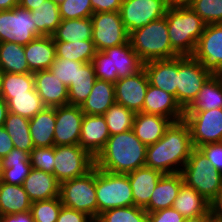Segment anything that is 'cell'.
Masks as SVG:
<instances>
[{"mask_svg":"<svg viewBox=\"0 0 222 222\" xmlns=\"http://www.w3.org/2000/svg\"><path fill=\"white\" fill-rule=\"evenodd\" d=\"M193 149L187 123L172 122L159 141L147 146L145 166L162 174L180 173Z\"/></svg>","mask_w":222,"mask_h":222,"instance_id":"obj_1","label":"cell"},{"mask_svg":"<svg viewBox=\"0 0 222 222\" xmlns=\"http://www.w3.org/2000/svg\"><path fill=\"white\" fill-rule=\"evenodd\" d=\"M147 146L134 131L110 135L104 148L95 157V166L111 173L127 174L145 166Z\"/></svg>","mask_w":222,"mask_h":222,"instance_id":"obj_2","label":"cell"},{"mask_svg":"<svg viewBox=\"0 0 222 222\" xmlns=\"http://www.w3.org/2000/svg\"><path fill=\"white\" fill-rule=\"evenodd\" d=\"M165 16L172 49L179 56H192L206 23L187 4H171Z\"/></svg>","mask_w":222,"mask_h":222,"instance_id":"obj_3","label":"cell"},{"mask_svg":"<svg viewBox=\"0 0 222 222\" xmlns=\"http://www.w3.org/2000/svg\"><path fill=\"white\" fill-rule=\"evenodd\" d=\"M129 43L143 63L179 56L170 43L166 16L130 32Z\"/></svg>","mask_w":222,"mask_h":222,"instance_id":"obj_4","label":"cell"},{"mask_svg":"<svg viewBox=\"0 0 222 222\" xmlns=\"http://www.w3.org/2000/svg\"><path fill=\"white\" fill-rule=\"evenodd\" d=\"M183 181L211 202L222 188V173L216 170L205 155L194 148L180 172Z\"/></svg>","mask_w":222,"mask_h":222,"instance_id":"obj_5","label":"cell"},{"mask_svg":"<svg viewBox=\"0 0 222 222\" xmlns=\"http://www.w3.org/2000/svg\"><path fill=\"white\" fill-rule=\"evenodd\" d=\"M95 189L98 216L112 208L134 205L127 174L111 173L95 166Z\"/></svg>","mask_w":222,"mask_h":222,"instance_id":"obj_6","label":"cell"},{"mask_svg":"<svg viewBox=\"0 0 222 222\" xmlns=\"http://www.w3.org/2000/svg\"><path fill=\"white\" fill-rule=\"evenodd\" d=\"M59 198L62 205L84 212L94 220L98 218L95 189V166L86 175L60 184Z\"/></svg>","mask_w":222,"mask_h":222,"instance_id":"obj_7","label":"cell"},{"mask_svg":"<svg viewBox=\"0 0 222 222\" xmlns=\"http://www.w3.org/2000/svg\"><path fill=\"white\" fill-rule=\"evenodd\" d=\"M95 166V158L78 145L55 146L53 174L61 184L86 175Z\"/></svg>","mask_w":222,"mask_h":222,"instance_id":"obj_8","label":"cell"},{"mask_svg":"<svg viewBox=\"0 0 222 222\" xmlns=\"http://www.w3.org/2000/svg\"><path fill=\"white\" fill-rule=\"evenodd\" d=\"M39 36L43 35L36 29L31 11L19 6L0 11V43L12 42L25 46Z\"/></svg>","mask_w":222,"mask_h":222,"instance_id":"obj_9","label":"cell"},{"mask_svg":"<svg viewBox=\"0 0 222 222\" xmlns=\"http://www.w3.org/2000/svg\"><path fill=\"white\" fill-rule=\"evenodd\" d=\"M212 74L192 56H178L177 103L185 110Z\"/></svg>","mask_w":222,"mask_h":222,"instance_id":"obj_10","label":"cell"},{"mask_svg":"<svg viewBox=\"0 0 222 222\" xmlns=\"http://www.w3.org/2000/svg\"><path fill=\"white\" fill-rule=\"evenodd\" d=\"M91 20L92 41L96 51H104L129 42V33L122 22L120 12L93 13Z\"/></svg>","mask_w":222,"mask_h":222,"instance_id":"obj_11","label":"cell"},{"mask_svg":"<svg viewBox=\"0 0 222 222\" xmlns=\"http://www.w3.org/2000/svg\"><path fill=\"white\" fill-rule=\"evenodd\" d=\"M169 0H123L120 15L128 33L166 15Z\"/></svg>","mask_w":222,"mask_h":222,"instance_id":"obj_12","label":"cell"},{"mask_svg":"<svg viewBox=\"0 0 222 222\" xmlns=\"http://www.w3.org/2000/svg\"><path fill=\"white\" fill-rule=\"evenodd\" d=\"M194 148L222 142V108L184 113Z\"/></svg>","mask_w":222,"mask_h":222,"instance_id":"obj_13","label":"cell"},{"mask_svg":"<svg viewBox=\"0 0 222 222\" xmlns=\"http://www.w3.org/2000/svg\"><path fill=\"white\" fill-rule=\"evenodd\" d=\"M192 57L199 61L205 70L217 75L222 68V23L206 24Z\"/></svg>","mask_w":222,"mask_h":222,"instance_id":"obj_14","label":"cell"},{"mask_svg":"<svg viewBox=\"0 0 222 222\" xmlns=\"http://www.w3.org/2000/svg\"><path fill=\"white\" fill-rule=\"evenodd\" d=\"M114 85L116 103L135 113L142 111L149 86L148 76L144 68L136 74L118 79Z\"/></svg>","mask_w":222,"mask_h":222,"instance_id":"obj_15","label":"cell"},{"mask_svg":"<svg viewBox=\"0 0 222 222\" xmlns=\"http://www.w3.org/2000/svg\"><path fill=\"white\" fill-rule=\"evenodd\" d=\"M83 116L80 106L68 104L55 107V146L79 144Z\"/></svg>","mask_w":222,"mask_h":222,"instance_id":"obj_16","label":"cell"},{"mask_svg":"<svg viewBox=\"0 0 222 222\" xmlns=\"http://www.w3.org/2000/svg\"><path fill=\"white\" fill-rule=\"evenodd\" d=\"M149 84L173 95L177 101L178 56L143 63Z\"/></svg>","mask_w":222,"mask_h":222,"instance_id":"obj_17","label":"cell"},{"mask_svg":"<svg viewBox=\"0 0 222 222\" xmlns=\"http://www.w3.org/2000/svg\"><path fill=\"white\" fill-rule=\"evenodd\" d=\"M109 137V129L103 115L84 114L79 139V145L83 149L95 158L104 148Z\"/></svg>","mask_w":222,"mask_h":222,"instance_id":"obj_18","label":"cell"},{"mask_svg":"<svg viewBox=\"0 0 222 222\" xmlns=\"http://www.w3.org/2000/svg\"><path fill=\"white\" fill-rule=\"evenodd\" d=\"M141 112L160 115L171 119L173 122L184 118V110L177 103L175 97L150 84Z\"/></svg>","mask_w":222,"mask_h":222,"instance_id":"obj_19","label":"cell"},{"mask_svg":"<svg viewBox=\"0 0 222 222\" xmlns=\"http://www.w3.org/2000/svg\"><path fill=\"white\" fill-rule=\"evenodd\" d=\"M35 90L46 107L68 105V88L48 70L33 73Z\"/></svg>","mask_w":222,"mask_h":222,"instance_id":"obj_20","label":"cell"},{"mask_svg":"<svg viewBox=\"0 0 222 222\" xmlns=\"http://www.w3.org/2000/svg\"><path fill=\"white\" fill-rule=\"evenodd\" d=\"M103 52L111 59L112 83H115L118 79L136 74L143 68V62L129 42L107 48Z\"/></svg>","mask_w":222,"mask_h":222,"instance_id":"obj_21","label":"cell"},{"mask_svg":"<svg viewBox=\"0 0 222 222\" xmlns=\"http://www.w3.org/2000/svg\"><path fill=\"white\" fill-rule=\"evenodd\" d=\"M134 205L145 208L149 204V200L158 181L164 175L158 170L143 166L139 169L127 173Z\"/></svg>","mask_w":222,"mask_h":222,"instance_id":"obj_22","label":"cell"},{"mask_svg":"<svg viewBox=\"0 0 222 222\" xmlns=\"http://www.w3.org/2000/svg\"><path fill=\"white\" fill-rule=\"evenodd\" d=\"M32 202L59 197L60 183L54 174L31 169L22 184Z\"/></svg>","mask_w":222,"mask_h":222,"instance_id":"obj_23","label":"cell"},{"mask_svg":"<svg viewBox=\"0 0 222 222\" xmlns=\"http://www.w3.org/2000/svg\"><path fill=\"white\" fill-rule=\"evenodd\" d=\"M183 183L181 173L164 174L153 190L149 204L144 209L147 213H152L157 210L171 208Z\"/></svg>","mask_w":222,"mask_h":222,"instance_id":"obj_24","label":"cell"},{"mask_svg":"<svg viewBox=\"0 0 222 222\" xmlns=\"http://www.w3.org/2000/svg\"><path fill=\"white\" fill-rule=\"evenodd\" d=\"M172 122L171 119L160 115L137 112L132 130L142 143L149 146L163 137Z\"/></svg>","mask_w":222,"mask_h":222,"instance_id":"obj_25","label":"cell"},{"mask_svg":"<svg viewBox=\"0 0 222 222\" xmlns=\"http://www.w3.org/2000/svg\"><path fill=\"white\" fill-rule=\"evenodd\" d=\"M29 69L34 73L48 70L56 58L52 36H39L24 46Z\"/></svg>","mask_w":222,"mask_h":222,"instance_id":"obj_26","label":"cell"},{"mask_svg":"<svg viewBox=\"0 0 222 222\" xmlns=\"http://www.w3.org/2000/svg\"><path fill=\"white\" fill-rule=\"evenodd\" d=\"M55 107H45L29 120V131L34 147H53Z\"/></svg>","mask_w":222,"mask_h":222,"instance_id":"obj_27","label":"cell"},{"mask_svg":"<svg viewBox=\"0 0 222 222\" xmlns=\"http://www.w3.org/2000/svg\"><path fill=\"white\" fill-rule=\"evenodd\" d=\"M115 102L114 83L97 79L91 93L80 107L84 114L104 115Z\"/></svg>","mask_w":222,"mask_h":222,"instance_id":"obj_28","label":"cell"},{"mask_svg":"<svg viewBox=\"0 0 222 222\" xmlns=\"http://www.w3.org/2000/svg\"><path fill=\"white\" fill-rule=\"evenodd\" d=\"M222 108V80L217 75H211L198 92L194 101L184 110V113H196Z\"/></svg>","mask_w":222,"mask_h":222,"instance_id":"obj_29","label":"cell"},{"mask_svg":"<svg viewBox=\"0 0 222 222\" xmlns=\"http://www.w3.org/2000/svg\"><path fill=\"white\" fill-rule=\"evenodd\" d=\"M172 208L184 218L202 216L210 210V202L185 183L182 184Z\"/></svg>","mask_w":222,"mask_h":222,"instance_id":"obj_30","label":"cell"},{"mask_svg":"<svg viewBox=\"0 0 222 222\" xmlns=\"http://www.w3.org/2000/svg\"><path fill=\"white\" fill-rule=\"evenodd\" d=\"M32 201L22 185L0 181V212L2 216L30 211Z\"/></svg>","mask_w":222,"mask_h":222,"instance_id":"obj_31","label":"cell"},{"mask_svg":"<svg viewBox=\"0 0 222 222\" xmlns=\"http://www.w3.org/2000/svg\"><path fill=\"white\" fill-rule=\"evenodd\" d=\"M93 25L91 17L61 20L52 34L54 42H79L92 40Z\"/></svg>","mask_w":222,"mask_h":222,"instance_id":"obj_32","label":"cell"},{"mask_svg":"<svg viewBox=\"0 0 222 222\" xmlns=\"http://www.w3.org/2000/svg\"><path fill=\"white\" fill-rule=\"evenodd\" d=\"M96 80L92 62L84 63L77 69V76L74 82L68 87V104L81 106L91 93Z\"/></svg>","mask_w":222,"mask_h":222,"instance_id":"obj_33","label":"cell"},{"mask_svg":"<svg viewBox=\"0 0 222 222\" xmlns=\"http://www.w3.org/2000/svg\"><path fill=\"white\" fill-rule=\"evenodd\" d=\"M0 69L4 73H33L29 69L24 46L12 42L0 43Z\"/></svg>","mask_w":222,"mask_h":222,"instance_id":"obj_34","label":"cell"},{"mask_svg":"<svg viewBox=\"0 0 222 222\" xmlns=\"http://www.w3.org/2000/svg\"><path fill=\"white\" fill-rule=\"evenodd\" d=\"M4 128L11 137L14 148L31 153L35 148L29 131V119L8 112Z\"/></svg>","mask_w":222,"mask_h":222,"instance_id":"obj_35","label":"cell"},{"mask_svg":"<svg viewBox=\"0 0 222 222\" xmlns=\"http://www.w3.org/2000/svg\"><path fill=\"white\" fill-rule=\"evenodd\" d=\"M31 15L36 29L43 36H52L61 22L59 5L52 0H46L31 11Z\"/></svg>","mask_w":222,"mask_h":222,"instance_id":"obj_36","label":"cell"},{"mask_svg":"<svg viewBox=\"0 0 222 222\" xmlns=\"http://www.w3.org/2000/svg\"><path fill=\"white\" fill-rule=\"evenodd\" d=\"M57 58L83 63L92 62L96 49L92 40L79 42H54Z\"/></svg>","mask_w":222,"mask_h":222,"instance_id":"obj_37","label":"cell"},{"mask_svg":"<svg viewBox=\"0 0 222 222\" xmlns=\"http://www.w3.org/2000/svg\"><path fill=\"white\" fill-rule=\"evenodd\" d=\"M35 90L33 73H5L2 83L1 97L5 102L13 95L32 94Z\"/></svg>","mask_w":222,"mask_h":222,"instance_id":"obj_38","label":"cell"},{"mask_svg":"<svg viewBox=\"0 0 222 222\" xmlns=\"http://www.w3.org/2000/svg\"><path fill=\"white\" fill-rule=\"evenodd\" d=\"M7 106L8 112L29 120L46 107L36 90L32 94L13 95L7 101Z\"/></svg>","mask_w":222,"mask_h":222,"instance_id":"obj_39","label":"cell"},{"mask_svg":"<svg viewBox=\"0 0 222 222\" xmlns=\"http://www.w3.org/2000/svg\"><path fill=\"white\" fill-rule=\"evenodd\" d=\"M135 114L134 111L115 102L103 115L109 134H119L133 129Z\"/></svg>","mask_w":222,"mask_h":222,"instance_id":"obj_40","label":"cell"},{"mask_svg":"<svg viewBox=\"0 0 222 222\" xmlns=\"http://www.w3.org/2000/svg\"><path fill=\"white\" fill-rule=\"evenodd\" d=\"M99 222H148V213L144 208L133 206L118 207L99 214Z\"/></svg>","mask_w":222,"mask_h":222,"instance_id":"obj_41","label":"cell"},{"mask_svg":"<svg viewBox=\"0 0 222 222\" xmlns=\"http://www.w3.org/2000/svg\"><path fill=\"white\" fill-rule=\"evenodd\" d=\"M186 4L206 24L222 23V0H189Z\"/></svg>","mask_w":222,"mask_h":222,"instance_id":"obj_42","label":"cell"},{"mask_svg":"<svg viewBox=\"0 0 222 222\" xmlns=\"http://www.w3.org/2000/svg\"><path fill=\"white\" fill-rule=\"evenodd\" d=\"M59 197L32 202L30 211L35 222H56L62 208Z\"/></svg>","mask_w":222,"mask_h":222,"instance_id":"obj_43","label":"cell"},{"mask_svg":"<svg viewBox=\"0 0 222 222\" xmlns=\"http://www.w3.org/2000/svg\"><path fill=\"white\" fill-rule=\"evenodd\" d=\"M59 12L61 20L91 17V0H65L59 5Z\"/></svg>","mask_w":222,"mask_h":222,"instance_id":"obj_44","label":"cell"},{"mask_svg":"<svg viewBox=\"0 0 222 222\" xmlns=\"http://www.w3.org/2000/svg\"><path fill=\"white\" fill-rule=\"evenodd\" d=\"M83 64V62L69 61L56 57L49 70L68 88L77 76V69Z\"/></svg>","mask_w":222,"mask_h":222,"instance_id":"obj_45","label":"cell"},{"mask_svg":"<svg viewBox=\"0 0 222 222\" xmlns=\"http://www.w3.org/2000/svg\"><path fill=\"white\" fill-rule=\"evenodd\" d=\"M55 159V146L37 147L30 153V164L33 169L53 174Z\"/></svg>","mask_w":222,"mask_h":222,"instance_id":"obj_46","label":"cell"},{"mask_svg":"<svg viewBox=\"0 0 222 222\" xmlns=\"http://www.w3.org/2000/svg\"><path fill=\"white\" fill-rule=\"evenodd\" d=\"M31 169L30 163L9 164V168L3 169L1 181L12 185H22Z\"/></svg>","mask_w":222,"mask_h":222,"instance_id":"obj_47","label":"cell"},{"mask_svg":"<svg viewBox=\"0 0 222 222\" xmlns=\"http://www.w3.org/2000/svg\"><path fill=\"white\" fill-rule=\"evenodd\" d=\"M92 64L98 80L112 82L111 59L103 51H96Z\"/></svg>","mask_w":222,"mask_h":222,"instance_id":"obj_48","label":"cell"},{"mask_svg":"<svg viewBox=\"0 0 222 222\" xmlns=\"http://www.w3.org/2000/svg\"><path fill=\"white\" fill-rule=\"evenodd\" d=\"M198 149L205 155L208 162L222 173V142L204 144Z\"/></svg>","mask_w":222,"mask_h":222,"instance_id":"obj_49","label":"cell"},{"mask_svg":"<svg viewBox=\"0 0 222 222\" xmlns=\"http://www.w3.org/2000/svg\"><path fill=\"white\" fill-rule=\"evenodd\" d=\"M184 217L174 208H166L148 213V222H183Z\"/></svg>","mask_w":222,"mask_h":222,"instance_id":"obj_50","label":"cell"},{"mask_svg":"<svg viewBox=\"0 0 222 222\" xmlns=\"http://www.w3.org/2000/svg\"><path fill=\"white\" fill-rule=\"evenodd\" d=\"M88 214L62 206L56 222H93Z\"/></svg>","mask_w":222,"mask_h":222,"instance_id":"obj_51","label":"cell"},{"mask_svg":"<svg viewBox=\"0 0 222 222\" xmlns=\"http://www.w3.org/2000/svg\"><path fill=\"white\" fill-rule=\"evenodd\" d=\"M30 163V153L13 148L2 158L3 169L9 168V164Z\"/></svg>","mask_w":222,"mask_h":222,"instance_id":"obj_52","label":"cell"},{"mask_svg":"<svg viewBox=\"0 0 222 222\" xmlns=\"http://www.w3.org/2000/svg\"><path fill=\"white\" fill-rule=\"evenodd\" d=\"M123 0H91L93 13L120 12Z\"/></svg>","mask_w":222,"mask_h":222,"instance_id":"obj_53","label":"cell"},{"mask_svg":"<svg viewBox=\"0 0 222 222\" xmlns=\"http://www.w3.org/2000/svg\"><path fill=\"white\" fill-rule=\"evenodd\" d=\"M13 148L11 137L4 126L0 127V157H5Z\"/></svg>","mask_w":222,"mask_h":222,"instance_id":"obj_54","label":"cell"},{"mask_svg":"<svg viewBox=\"0 0 222 222\" xmlns=\"http://www.w3.org/2000/svg\"><path fill=\"white\" fill-rule=\"evenodd\" d=\"M0 222H35L31 211L4 215Z\"/></svg>","mask_w":222,"mask_h":222,"instance_id":"obj_55","label":"cell"},{"mask_svg":"<svg viewBox=\"0 0 222 222\" xmlns=\"http://www.w3.org/2000/svg\"><path fill=\"white\" fill-rule=\"evenodd\" d=\"M210 210L213 216L222 219V188L217 196L210 202Z\"/></svg>","mask_w":222,"mask_h":222,"instance_id":"obj_56","label":"cell"},{"mask_svg":"<svg viewBox=\"0 0 222 222\" xmlns=\"http://www.w3.org/2000/svg\"><path fill=\"white\" fill-rule=\"evenodd\" d=\"M45 1L46 0H18V6L23 9L33 11Z\"/></svg>","mask_w":222,"mask_h":222,"instance_id":"obj_57","label":"cell"},{"mask_svg":"<svg viewBox=\"0 0 222 222\" xmlns=\"http://www.w3.org/2000/svg\"><path fill=\"white\" fill-rule=\"evenodd\" d=\"M7 114H8L7 102H5L2 97H0V127L4 126Z\"/></svg>","mask_w":222,"mask_h":222,"instance_id":"obj_58","label":"cell"},{"mask_svg":"<svg viewBox=\"0 0 222 222\" xmlns=\"http://www.w3.org/2000/svg\"><path fill=\"white\" fill-rule=\"evenodd\" d=\"M18 6V0H0V11L12 10Z\"/></svg>","mask_w":222,"mask_h":222,"instance_id":"obj_59","label":"cell"},{"mask_svg":"<svg viewBox=\"0 0 222 222\" xmlns=\"http://www.w3.org/2000/svg\"><path fill=\"white\" fill-rule=\"evenodd\" d=\"M183 222H210V210L202 216L185 218Z\"/></svg>","mask_w":222,"mask_h":222,"instance_id":"obj_60","label":"cell"},{"mask_svg":"<svg viewBox=\"0 0 222 222\" xmlns=\"http://www.w3.org/2000/svg\"><path fill=\"white\" fill-rule=\"evenodd\" d=\"M171 4H186L189 0H169Z\"/></svg>","mask_w":222,"mask_h":222,"instance_id":"obj_61","label":"cell"},{"mask_svg":"<svg viewBox=\"0 0 222 222\" xmlns=\"http://www.w3.org/2000/svg\"><path fill=\"white\" fill-rule=\"evenodd\" d=\"M4 74L5 73L0 69V97H1L2 83H3Z\"/></svg>","mask_w":222,"mask_h":222,"instance_id":"obj_62","label":"cell"},{"mask_svg":"<svg viewBox=\"0 0 222 222\" xmlns=\"http://www.w3.org/2000/svg\"><path fill=\"white\" fill-rule=\"evenodd\" d=\"M210 222H222V219H219L213 216L210 210Z\"/></svg>","mask_w":222,"mask_h":222,"instance_id":"obj_63","label":"cell"},{"mask_svg":"<svg viewBox=\"0 0 222 222\" xmlns=\"http://www.w3.org/2000/svg\"><path fill=\"white\" fill-rule=\"evenodd\" d=\"M2 174H3V164H2V158L0 157V181L2 178Z\"/></svg>","mask_w":222,"mask_h":222,"instance_id":"obj_64","label":"cell"},{"mask_svg":"<svg viewBox=\"0 0 222 222\" xmlns=\"http://www.w3.org/2000/svg\"><path fill=\"white\" fill-rule=\"evenodd\" d=\"M54 1L57 5H60L62 2H64L65 0H52Z\"/></svg>","mask_w":222,"mask_h":222,"instance_id":"obj_65","label":"cell"},{"mask_svg":"<svg viewBox=\"0 0 222 222\" xmlns=\"http://www.w3.org/2000/svg\"><path fill=\"white\" fill-rule=\"evenodd\" d=\"M217 76L219 77L220 80H222V68H221V70L217 73Z\"/></svg>","mask_w":222,"mask_h":222,"instance_id":"obj_66","label":"cell"}]
</instances>
